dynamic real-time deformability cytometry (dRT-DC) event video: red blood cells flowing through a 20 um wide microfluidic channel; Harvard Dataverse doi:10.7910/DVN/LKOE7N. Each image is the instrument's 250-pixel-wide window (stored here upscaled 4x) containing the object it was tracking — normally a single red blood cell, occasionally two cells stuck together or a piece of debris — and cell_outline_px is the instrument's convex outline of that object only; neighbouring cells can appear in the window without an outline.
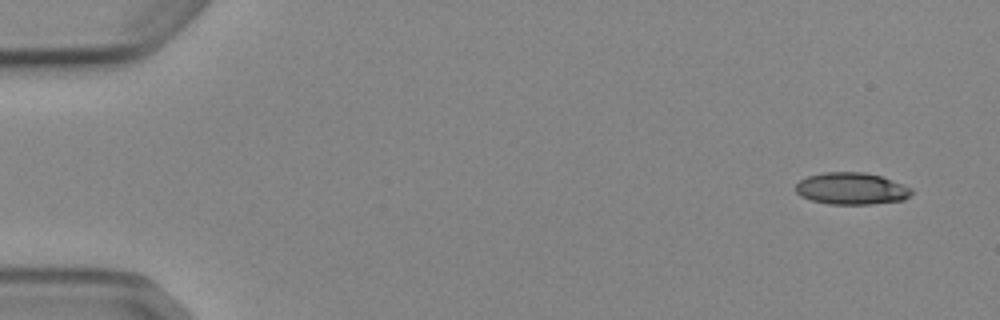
{"species": "Egyptian fruit bat (a non-hibernating species)", "species_latin": "Rousettus aegyptiacus", "temperature_condition": "cold", "stored_images_in_passage": 7, "camera_frame_rate_fps": 3000, "um_per_image_px": 0.085, "animal": {"sex": "female"}, "frame": {"image": 1, "passage_image": 1, "time_ms": 0.0, "image_size_px": [1000, 320], "cell_outline_px": [[912, 192], [904, 200], [872, 204], [828, 204], [812, 200], [800, 196], [796, 192], [796, 184], [800, 180], [808, 176], [824, 172], [864, 172], [880, 176], [912, 188]], "centroid_in_image_um": [72.35, 16.03], "position_along_channel_um": 12.6, "area_um2": 21.44}}
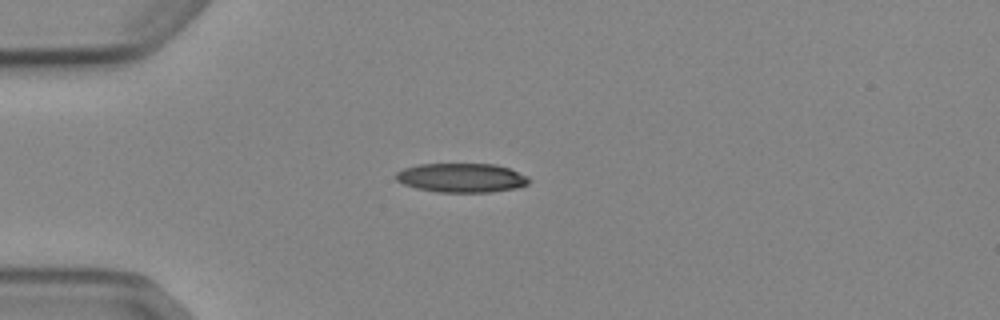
{"frame": {"image": 2, "passage_image": 4, "time_ms": 3.667, "image_size_px": [1000, 320], "cell_outline_px": [[532, 180], [528, 184], [516, 188], [488, 192], [436, 192], [416, 188], [404, 184], [396, 180], [396, 172], [404, 168], [420, 164], [496, 164], [508, 168], [528, 176]], "centroid_in_image_um": [39.24, 15.11], "position_along_channel_um": 45.8, "area_um2": 22.6}}
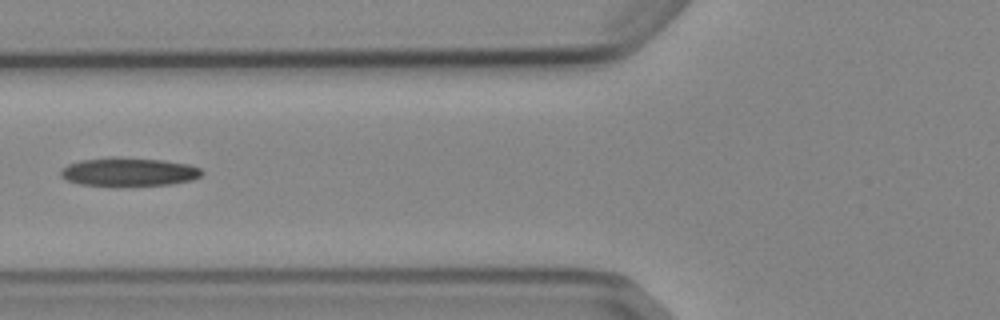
{"frame": {"image": 3, "passage_image": 6, "time_ms": 6.0, "image_size_px": [1000, 320], "cell_outline_px": [[204, 172], [200, 176], [192, 180], [172, 184], [124, 188], [116, 188], [80, 184], [68, 180], [60, 176], [60, 168], [68, 164], [80, 160], [112, 156], [164, 160], [188, 164], [200, 168]], "centroid_in_image_um": [10.92, 14.64], "position_along_channel_um": 114.9, "area_um2": 24.51}}